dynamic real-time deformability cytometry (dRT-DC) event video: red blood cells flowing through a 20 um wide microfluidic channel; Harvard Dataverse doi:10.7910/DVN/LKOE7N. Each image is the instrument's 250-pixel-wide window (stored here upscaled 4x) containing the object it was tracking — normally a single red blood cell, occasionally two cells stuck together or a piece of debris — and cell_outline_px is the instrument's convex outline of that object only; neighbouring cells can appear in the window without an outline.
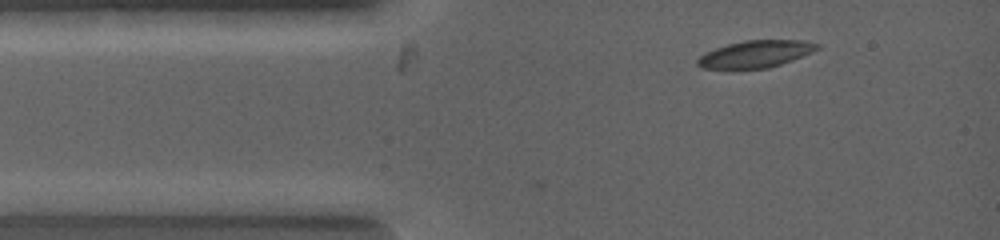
{"species": "common noctule bat (a hibernating species)", "species_latin": "Nyctalus noctula", "temperature_condition": "warm", "stored_images_in_passage": 4, "segment_of_instrument_passage": [2, 2], "camera_frame_rate_fps": 5000, "um_per_image_px": 0.085, "animal": {"sex": "female", "body_mass_g": 19.0, "forearm_length_mm": 53.3}, "frame": {"image": 1, "passage_image": 4, "time_ms": 3.2, "image_size_px": [1000, 240], "cell_outline_px": [[820, 48], [792, 60], [768, 68], [704, 68], [696, 64], [696, 60], [700, 56], [716, 48], [728, 44], [744, 40], [800, 40], [820, 44]], "centroid_in_image_um": [64.24, 4.58], "position_along_channel_um": 20.8, "area_um2": 18.5}}